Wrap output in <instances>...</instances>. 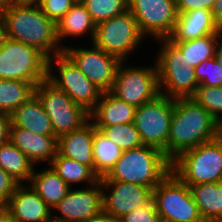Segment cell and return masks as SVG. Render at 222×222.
Segmentation results:
<instances>
[{
    "instance_id": "1",
    "label": "cell",
    "mask_w": 222,
    "mask_h": 222,
    "mask_svg": "<svg viewBox=\"0 0 222 222\" xmlns=\"http://www.w3.org/2000/svg\"><path fill=\"white\" fill-rule=\"evenodd\" d=\"M3 20L8 38L38 49L48 59L64 52L59 46L56 24L36 2L12 0L4 8Z\"/></svg>"
},
{
    "instance_id": "2",
    "label": "cell",
    "mask_w": 222,
    "mask_h": 222,
    "mask_svg": "<svg viewBox=\"0 0 222 222\" xmlns=\"http://www.w3.org/2000/svg\"><path fill=\"white\" fill-rule=\"evenodd\" d=\"M215 118L193 98L175 99L167 141V158L172 162L184 151L214 138Z\"/></svg>"
},
{
    "instance_id": "3",
    "label": "cell",
    "mask_w": 222,
    "mask_h": 222,
    "mask_svg": "<svg viewBox=\"0 0 222 222\" xmlns=\"http://www.w3.org/2000/svg\"><path fill=\"white\" fill-rule=\"evenodd\" d=\"M171 172V161L164 152L142 145L123 151L110 172L99 180L132 182L152 190Z\"/></svg>"
},
{
    "instance_id": "4",
    "label": "cell",
    "mask_w": 222,
    "mask_h": 222,
    "mask_svg": "<svg viewBox=\"0 0 222 222\" xmlns=\"http://www.w3.org/2000/svg\"><path fill=\"white\" fill-rule=\"evenodd\" d=\"M160 49L155 60L160 94L172 99L192 98L199 87L194 67H189L180 49L168 38L157 39Z\"/></svg>"
},
{
    "instance_id": "5",
    "label": "cell",
    "mask_w": 222,
    "mask_h": 222,
    "mask_svg": "<svg viewBox=\"0 0 222 222\" xmlns=\"http://www.w3.org/2000/svg\"><path fill=\"white\" fill-rule=\"evenodd\" d=\"M171 171L185 184L222 181V144L214 140L184 151L171 162Z\"/></svg>"
},
{
    "instance_id": "6",
    "label": "cell",
    "mask_w": 222,
    "mask_h": 222,
    "mask_svg": "<svg viewBox=\"0 0 222 222\" xmlns=\"http://www.w3.org/2000/svg\"><path fill=\"white\" fill-rule=\"evenodd\" d=\"M48 58L38 49L6 38L0 48V79L29 81L35 87L47 79Z\"/></svg>"
},
{
    "instance_id": "7",
    "label": "cell",
    "mask_w": 222,
    "mask_h": 222,
    "mask_svg": "<svg viewBox=\"0 0 222 222\" xmlns=\"http://www.w3.org/2000/svg\"><path fill=\"white\" fill-rule=\"evenodd\" d=\"M161 222H201L203 219L190 187L172 171L153 189Z\"/></svg>"
},
{
    "instance_id": "8",
    "label": "cell",
    "mask_w": 222,
    "mask_h": 222,
    "mask_svg": "<svg viewBox=\"0 0 222 222\" xmlns=\"http://www.w3.org/2000/svg\"><path fill=\"white\" fill-rule=\"evenodd\" d=\"M54 67H57L55 73ZM47 80L89 113L96 107L103 93L87 79L65 52L48 59Z\"/></svg>"
},
{
    "instance_id": "9",
    "label": "cell",
    "mask_w": 222,
    "mask_h": 222,
    "mask_svg": "<svg viewBox=\"0 0 222 222\" xmlns=\"http://www.w3.org/2000/svg\"><path fill=\"white\" fill-rule=\"evenodd\" d=\"M144 38L136 19L127 10L97 24L92 43L104 52L116 56L120 61L126 62Z\"/></svg>"
},
{
    "instance_id": "10",
    "label": "cell",
    "mask_w": 222,
    "mask_h": 222,
    "mask_svg": "<svg viewBox=\"0 0 222 222\" xmlns=\"http://www.w3.org/2000/svg\"><path fill=\"white\" fill-rule=\"evenodd\" d=\"M34 94L39 98L50 118L57 138L79 129L90 119L89 112L47 79L35 87Z\"/></svg>"
},
{
    "instance_id": "11",
    "label": "cell",
    "mask_w": 222,
    "mask_h": 222,
    "mask_svg": "<svg viewBox=\"0 0 222 222\" xmlns=\"http://www.w3.org/2000/svg\"><path fill=\"white\" fill-rule=\"evenodd\" d=\"M174 106L175 99L160 94L136 108L133 122L143 145L161 150L166 157Z\"/></svg>"
},
{
    "instance_id": "12",
    "label": "cell",
    "mask_w": 222,
    "mask_h": 222,
    "mask_svg": "<svg viewBox=\"0 0 222 222\" xmlns=\"http://www.w3.org/2000/svg\"><path fill=\"white\" fill-rule=\"evenodd\" d=\"M124 63L121 61L116 69L110 90L114 96L137 108L160 95L156 63L154 66L125 64L123 67Z\"/></svg>"
},
{
    "instance_id": "13",
    "label": "cell",
    "mask_w": 222,
    "mask_h": 222,
    "mask_svg": "<svg viewBox=\"0 0 222 222\" xmlns=\"http://www.w3.org/2000/svg\"><path fill=\"white\" fill-rule=\"evenodd\" d=\"M128 10L142 35L156 40L171 35L178 16L175 0H128Z\"/></svg>"
},
{
    "instance_id": "14",
    "label": "cell",
    "mask_w": 222,
    "mask_h": 222,
    "mask_svg": "<svg viewBox=\"0 0 222 222\" xmlns=\"http://www.w3.org/2000/svg\"><path fill=\"white\" fill-rule=\"evenodd\" d=\"M64 52L78 66L80 71L102 92L113 86L116 69L121 62L116 56L104 52L92 43L91 48H78L66 45Z\"/></svg>"
},
{
    "instance_id": "15",
    "label": "cell",
    "mask_w": 222,
    "mask_h": 222,
    "mask_svg": "<svg viewBox=\"0 0 222 222\" xmlns=\"http://www.w3.org/2000/svg\"><path fill=\"white\" fill-rule=\"evenodd\" d=\"M102 186L100 180L85 188H72L53 209L60 216L52 213V222H90L102 209Z\"/></svg>"
},
{
    "instance_id": "16",
    "label": "cell",
    "mask_w": 222,
    "mask_h": 222,
    "mask_svg": "<svg viewBox=\"0 0 222 222\" xmlns=\"http://www.w3.org/2000/svg\"><path fill=\"white\" fill-rule=\"evenodd\" d=\"M100 182L103 210L117 217H123L136 207L147 204L153 199V190L150 187L114 180H100ZM105 189L112 191L106 193Z\"/></svg>"
},
{
    "instance_id": "17",
    "label": "cell",
    "mask_w": 222,
    "mask_h": 222,
    "mask_svg": "<svg viewBox=\"0 0 222 222\" xmlns=\"http://www.w3.org/2000/svg\"><path fill=\"white\" fill-rule=\"evenodd\" d=\"M5 207L17 222H52V209L29 184H20Z\"/></svg>"
},
{
    "instance_id": "18",
    "label": "cell",
    "mask_w": 222,
    "mask_h": 222,
    "mask_svg": "<svg viewBox=\"0 0 222 222\" xmlns=\"http://www.w3.org/2000/svg\"><path fill=\"white\" fill-rule=\"evenodd\" d=\"M9 141L19 148L35 166L43 161L50 164L57 154V137L55 135H39L10 125Z\"/></svg>"
},
{
    "instance_id": "19",
    "label": "cell",
    "mask_w": 222,
    "mask_h": 222,
    "mask_svg": "<svg viewBox=\"0 0 222 222\" xmlns=\"http://www.w3.org/2000/svg\"><path fill=\"white\" fill-rule=\"evenodd\" d=\"M93 139L94 123L89 119L79 129L57 138V152L88 166L94 172Z\"/></svg>"
},
{
    "instance_id": "20",
    "label": "cell",
    "mask_w": 222,
    "mask_h": 222,
    "mask_svg": "<svg viewBox=\"0 0 222 222\" xmlns=\"http://www.w3.org/2000/svg\"><path fill=\"white\" fill-rule=\"evenodd\" d=\"M221 31L215 22L212 12L206 9H195L178 13L173 32L168 37L172 42L195 40Z\"/></svg>"
},
{
    "instance_id": "21",
    "label": "cell",
    "mask_w": 222,
    "mask_h": 222,
    "mask_svg": "<svg viewBox=\"0 0 222 222\" xmlns=\"http://www.w3.org/2000/svg\"><path fill=\"white\" fill-rule=\"evenodd\" d=\"M135 111V106L108 91L102 93L96 107L89 113V118L94 125L133 123Z\"/></svg>"
},
{
    "instance_id": "22",
    "label": "cell",
    "mask_w": 222,
    "mask_h": 222,
    "mask_svg": "<svg viewBox=\"0 0 222 222\" xmlns=\"http://www.w3.org/2000/svg\"><path fill=\"white\" fill-rule=\"evenodd\" d=\"M10 121V125L39 135H55L51 120L35 94L10 114Z\"/></svg>"
},
{
    "instance_id": "23",
    "label": "cell",
    "mask_w": 222,
    "mask_h": 222,
    "mask_svg": "<svg viewBox=\"0 0 222 222\" xmlns=\"http://www.w3.org/2000/svg\"><path fill=\"white\" fill-rule=\"evenodd\" d=\"M96 24L93 22L91 15L86 10L83 3L78 0L72 8L58 21L56 24L57 39L60 46L65 49V44L60 43L65 41V38H79L81 35H88L91 38V43L94 38Z\"/></svg>"
},
{
    "instance_id": "24",
    "label": "cell",
    "mask_w": 222,
    "mask_h": 222,
    "mask_svg": "<svg viewBox=\"0 0 222 222\" xmlns=\"http://www.w3.org/2000/svg\"><path fill=\"white\" fill-rule=\"evenodd\" d=\"M31 175L30 186L52 209L69 192L71 187L49 166Z\"/></svg>"
},
{
    "instance_id": "25",
    "label": "cell",
    "mask_w": 222,
    "mask_h": 222,
    "mask_svg": "<svg viewBox=\"0 0 222 222\" xmlns=\"http://www.w3.org/2000/svg\"><path fill=\"white\" fill-rule=\"evenodd\" d=\"M188 186L202 219H222V181Z\"/></svg>"
},
{
    "instance_id": "26",
    "label": "cell",
    "mask_w": 222,
    "mask_h": 222,
    "mask_svg": "<svg viewBox=\"0 0 222 222\" xmlns=\"http://www.w3.org/2000/svg\"><path fill=\"white\" fill-rule=\"evenodd\" d=\"M34 165L35 164L10 141L0 146V168L20 184L30 182Z\"/></svg>"
},
{
    "instance_id": "27",
    "label": "cell",
    "mask_w": 222,
    "mask_h": 222,
    "mask_svg": "<svg viewBox=\"0 0 222 222\" xmlns=\"http://www.w3.org/2000/svg\"><path fill=\"white\" fill-rule=\"evenodd\" d=\"M94 173L99 177L106 176L121 157L123 150L108 139L94 125L93 139Z\"/></svg>"
},
{
    "instance_id": "28",
    "label": "cell",
    "mask_w": 222,
    "mask_h": 222,
    "mask_svg": "<svg viewBox=\"0 0 222 222\" xmlns=\"http://www.w3.org/2000/svg\"><path fill=\"white\" fill-rule=\"evenodd\" d=\"M50 166L72 188V184L87 183V187L99 181V177L88 167L76 160L61 156L58 152Z\"/></svg>"
},
{
    "instance_id": "29",
    "label": "cell",
    "mask_w": 222,
    "mask_h": 222,
    "mask_svg": "<svg viewBox=\"0 0 222 222\" xmlns=\"http://www.w3.org/2000/svg\"><path fill=\"white\" fill-rule=\"evenodd\" d=\"M34 89L29 81L0 79V112L10 115L34 95Z\"/></svg>"
},
{
    "instance_id": "30",
    "label": "cell",
    "mask_w": 222,
    "mask_h": 222,
    "mask_svg": "<svg viewBox=\"0 0 222 222\" xmlns=\"http://www.w3.org/2000/svg\"><path fill=\"white\" fill-rule=\"evenodd\" d=\"M218 34H210L195 40L173 42L185 56L189 67H196L215 55Z\"/></svg>"
},
{
    "instance_id": "31",
    "label": "cell",
    "mask_w": 222,
    "mask_h": 222,
    "mask_svg": "<svg viewBox=\"0 0 222 222\" xmlns=\"http://www.w3.org/2000/svg\"><path fill=\"white\" fill-rule=\"evenodd\" d=\"M95 128L99 129L123 151L138 148L143 145L134 123L95 125Z\"/></svg>"
},
{
    "instance_id": "32",
    "label": "cell",
    "mask_w": 222,
    "mask_h": 222,
    "mask_svg": "<svg viewBox=\"0 0 222 222\" xmlns=\"http://www.w3.org/2000/svg\"><path fill=\"white\" fill-rule=\"evenodd\" d=\"M97 25L128 10V0H80Z\"/></svg>"
},
{
    "instance_id": "33",
    "label": "cell",
    "mask_w": 222,
    "mask_h": 222,
    "mask_svg": "<svg viewBox=\"0 0 222 222\" xmlns=\"http://www.w3.org/2000/svg\"><path fill=\"white\" fill-rule=\"evenodd\" d=\"M192 98L214 118L222 114V86H199Z\"/></svg>"
},
{
    "instance_id": "34",
    "label": "cell",
    "mask_w": 222,
    "mask_h": 222,
    "mask_svg": "<svg viewBox=\"0 0 222 222\" xmlns=\"http://www.w3.org/2000/svg\"><path fill=\"white\" fill-rule=\"evenodd\" d=\"M194 70L199 86H222V66L214 57L197 65Z\"/></svg>"
},
{
    "instance_id": "35",
    "label": "cell",
    "mask_w": 222,
    "mask_h": 222,
    "mask_svg": "<svg viewBox=\"0 0 222 222\" xmlns=\"http://www.w3.org/2000/svg\"><path fill=\"white\" fill-rule=\"evenodd\" d=\"M78 0H37L41 11L55 24L72 8Z\"/></svg>"
},
{
    "instance_id": "36",
    "label": "cell",
    "mask_w": 222,
    "mask_h": 222,
    "mask_svg": "<svg viewBox=\"0 0 222 222\" xmlns=\"http://www.w3.org/2000/svg\"><path fill=\"white\" fill-rule=\"evenodd\" d=\"M121 218L123 222H161L153 199L147 204L136 207Z\"/></svg>"
},
{
    "instance_id": "37",
    "label": "cell",
    "mask_w": 222,
    "mask_h": 222,
    "mask_svg": "<svg viewBox=\"0 0 222 222\" xmlns=\"http://www.w3.org/2000/svg\"><path fill=\"white\" fill-rule=\"evenodd\" d=\"M19 185L16 179L0 168V202L4 206Z\"/></svg>"
},
{
    "instance_id": "38",
    "label": "cell",
    "mask_w": 222,
    "mask_h": 222,
    "mask_svg": "<svg viewBox=\"0 0 222 222\" xmlns=\"http://www.w3.org/2000/svg\"><path fill=\"white\" fill-rule=\"evenodd\" d=\"M178 13L195 9L212 10L215 0H175Z\"/></svg>"
},
{
    "instance_id": "39",
    "label": "cell",
    "mask_w": 222,
    "mask_h": 222,
    "mask_svg": "<svg viewBox=\"0 0 222 222\" xmlns=\"http://www.w3.org/2000/svg\"><path fill=\"white\" fill-rule=\"evenodd\" d=\"M10 115L0 112V146L9 141Z\"/></svg>"
},
{
    "instance_id": "40",
    "label": "cell",
    "mask_w": 222,
    "mask_h": 222,
    "mask_svg": "<svg viewBox=\"0 0 222 222\" xmlns=\"http://www.w3.org/2000/svg\"><path fill=\"white\" fill-rule=\"evenodd\" d=\"M90 222H123L121 217L111 215L103 209Z\"/></svg>"
},
{
    "instance_id": "41",
    "label": "cell",
    "mask_w": 222,
    "mask_h": 222,
    "mask_svg": "<svg viewBox=\"0 0 222 222\" xmlns=\"http://www.w3.org/2000/svg\"><path fill=\"white\" fill-rule=\"evenodd\" d=\"M211 12L215 22L222 28V0H215Z\"/></svg>"
},
{
    "instance_id": "42",
    "label": "cell",
    "mask_w": 222,
    "mask_h": 222,
    "mask_svg": "<svg viewBox=\"0 0 222 222\" xmlns=\"http://www.w3.org/2000/svg\"><path fill=\"white\" fill-rule=\"evenodd\" d=\"M213 140L222 144V114L215 117Z\"/></svg>"
},
{
    "instance_id": "43",
    "label": "cell",
    "mask_w": 222,
    "mask_h": 222,
    "mask_svg": "<svg viewBox=\"0 0 222 222\" xmlns=\"http://www.w3.org/2000/svg\"><path fill=\"white\" fill-rule=\"evenodd\" d=\"M214 58L219 63V65L222 66V30L218 33Z\"/></svg>"
},
{
    "instance_id": "44",
    "label": "cell",
    "mask_w": 222,
    "mask_h": 222,
    "mask_svg": "<svg viewBox=\"0 0 222 222\" xmlns=\"http://www.w3.org/2000/svg\"><path fill=\"white\" fill-rule=\"evenodd\" d=\"M0 222H17V220L12 216V214L4 206L0 210Z\"/></svg>"
},
{
    "instance_id": "45",
    "label": "cell",
    "mask_w": 222,
    "mask_h": 222,
    "mask_svg": "<svg viewBox=\"0 0 222 222\" xmlns=\"http://www.w3.org/2000/svg\"><path fill=\"white\" fill-rule=\"evenodd\" d=\"M6 38H7V35H6V29H5V22L4 20H2L0 22V48H2Z\"/></svg>"
},
{
    "instance_id": "46",
    "label": "cell",
    "mask_w": 222,
    "mask_h": 222,
    "mask_svg": "<svg viewBox=\"0 0 222 222\" xmlns=\"http://www.w3.org/2000/svg\"><path fill=\"white\" fill-rule=\"evenodd\" d=\"M12 0H0V5L5 8L11 3Z\"/></svg>"
},
{
    "instance_id": "47",
    "label": "cell",
    "mask_w": 222,
    "mask_h": 222,
    "mask_svg": "<svg viewBox=\"0 0 222 222\" xmlns=\"http://www.w3.org/2000/svg\"><path fill=\"white\" fill-rule=\"evenodd\" d=\"M201 222H222V219H203Z\"/></svg>"
},
{
    "instance_id": "48",
    "label": "cell",
    "mask_w": 222,
    "mask_h": 222,
    "mask_svg": "<svg viewBox=\"0 0 222 222\" xmlns=\"http://www.w3.org/2000/svg\"><path fill=\"white\" fill-rule=\"evenodd\" d=\"M3 11L4 8L0 5V22L3 20Z\"/></svg>"
},
{
    "instance_id": "49",
    "label": "cell",
    "mask_w": 222,
    "mask_h": 222,
    "mask_svg": "<svg viewBox=\"0 0 222 222\" xmlns=\"http://www.w3.org/2000/svg\"><path fill=\"white\" fill-rule=\"evenodd\" d=\"M21 1H31V2H35L37 0H21Z\"/></svg>"
},
{
    "instance_id": "50",
    "label": "cell",
    "mask_w": 222,
    "mask_h": 222,
    "mask_svg": "<svg viewBox=\"0 0 222 222\" xmlns=\"http://www.w3.org/2000/svg\"><path fill=\"white\" fill-rule=\"evenodd\" d=\"M4 207V205L0 202V210Z\"/></svg>"
}]
</instances>
